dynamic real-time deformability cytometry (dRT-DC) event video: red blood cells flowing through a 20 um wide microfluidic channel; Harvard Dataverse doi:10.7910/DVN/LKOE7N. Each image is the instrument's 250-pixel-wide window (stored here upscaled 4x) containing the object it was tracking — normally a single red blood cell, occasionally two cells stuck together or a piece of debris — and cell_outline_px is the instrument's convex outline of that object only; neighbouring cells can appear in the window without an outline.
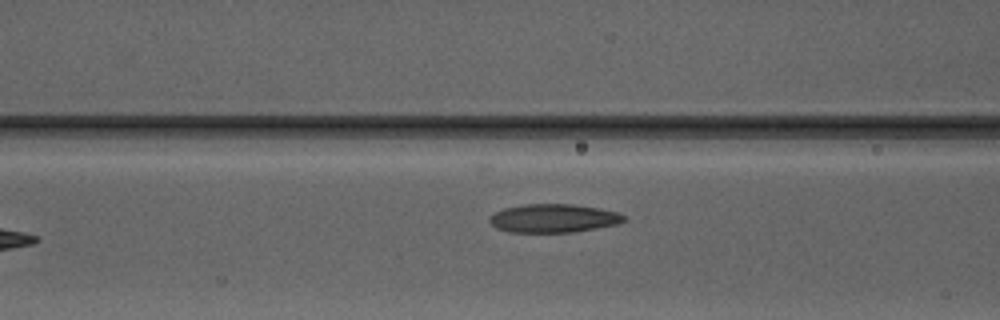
{"species": "Egyptian fruit bat (a non-hibernating species)", "species_latin": "Rousettus aegyptiacus", "temperature_condition": "warm", "stored_images_in_passage": 8, "camera_frame_rate_fps": 3000, "um_per_image_px": 0.085, "animal": {"sex": "male"}, "frame": {"image": 1, "passage_image": 7, "time_ms": 7.0, "image_size_px": [1000, 320], "cell_outline_px": [[624, 220], [616, 224], [596, 228], [572, 232], [508, 232], [496, 228], [488, 220], [488, 216], [504, 208], [524, 204], [572, 204], [600, 208], [616, 212], [624, 216]], "centroid_in_image_um": [46.99, 18.55], "position_along_channel_um": 119.6, "area_um2": 22.2}}
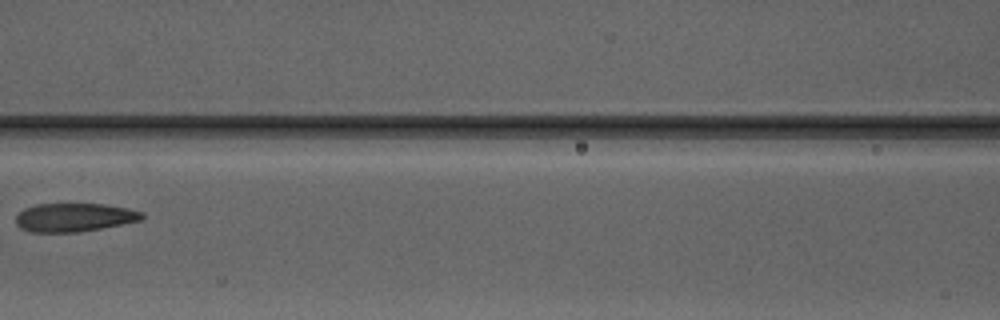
{"frame": {"image": 2, "passage_image": 8, "time_ms": 8.0, "image_size_px": [1000, 320], "cell_outline_px": [[144, 216], [140, 220], [80, 232], [28, 232], [20, 228], [16, 224], [16, 216], [24, 208], [36, 204], [104, 204], [128, 208], [140, 212]], "centroid_in_image_um": [6.25, 18.48], "position_along_channel_um": 160.4, "area_um2": 20.81}}